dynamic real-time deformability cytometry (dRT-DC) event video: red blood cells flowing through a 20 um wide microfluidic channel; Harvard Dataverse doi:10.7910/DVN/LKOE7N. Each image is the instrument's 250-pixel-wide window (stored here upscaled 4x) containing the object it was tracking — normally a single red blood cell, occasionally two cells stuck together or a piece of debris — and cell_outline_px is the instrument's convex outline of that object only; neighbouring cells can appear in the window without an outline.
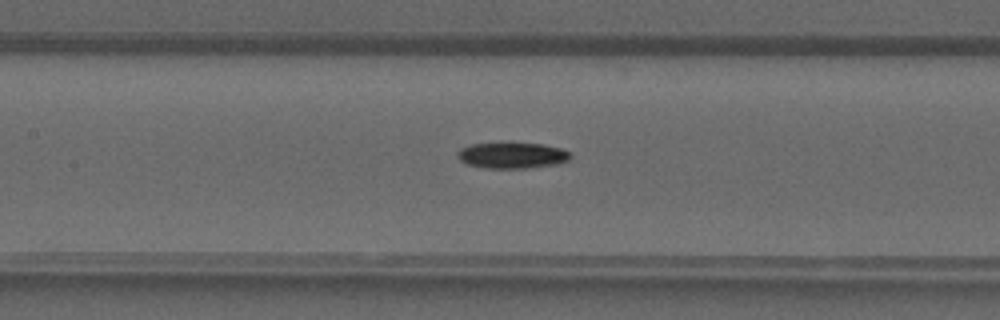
{"species": "common noctule bat (a hibernating species)", "species_latin": "Nyctalus noctula", "temperature_condition": "warm", "stored_images_in_passage": 30, "camera_frame_rate_fps": 3000, "um_per_image_px": 0.085, "animal": {"sex": "male", "forearm_length_mm": 52.5}, "frame": {"image": 1, "passage_image": 8, "time_ms": 2.333, "image_size_px": [1000, 320], "cell_outline_px": [[572, 156], [568, 160], [556, 164], [524, 168], [484, 168], [468, 164], [460, 160], [456, 156], [460, 148], [472, 144], [508, 140], [544, 144], [560, 148], [572, 152]], "centroid_in_image_um": [43.53, 13.15], "position_along_channel_um": 163.9, "area_um2": 17.86}}
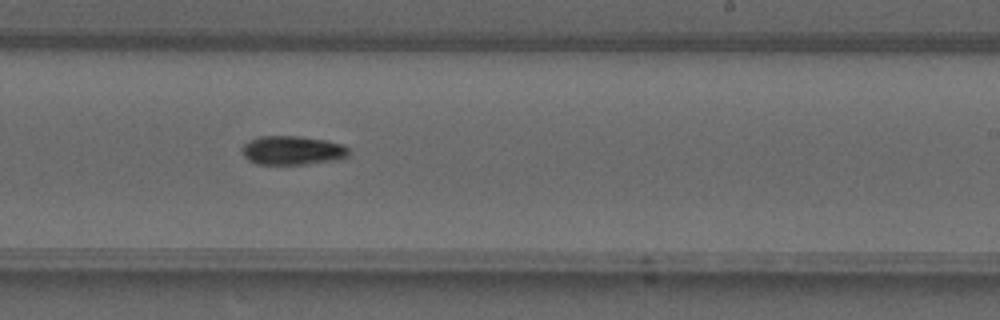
{"frame": {"image": 2, "passage_image": 14, "time_ms": 4.333, "image_size_px": [1000, 320], "cell_outline_px": [[352, 152], [344, 160], [304, 164], [256, 164], [248, 160], [240, 152], [240, 148], [244, 144], [260, 136], [300, 136], [324, 140], [344, 144]], "centroid_in_image_um": [24.91, 12.79], "position_along_channel_um": 264.1, "area_um2": 18.38}}
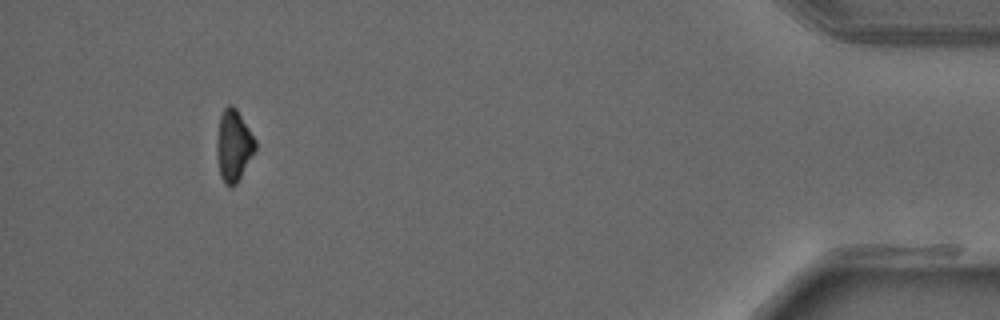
{"frame": {"image": 3, "passage_image": 27, "time_ms": 8.667, "image_size_px": [1000, 320], "cell_outline_px": [[256, 148], [236, 184], [232, 188], [224, 184], [220, 176], [216, 152], [216, 140], [220, 116], [224, 108], [228, 104], [232, 104], [236, 108], [256, 140]], "centroid_in_image_um": [19.83, 12.37], "position_along_channel_um": 415.4, "area_um2": 16.07}}